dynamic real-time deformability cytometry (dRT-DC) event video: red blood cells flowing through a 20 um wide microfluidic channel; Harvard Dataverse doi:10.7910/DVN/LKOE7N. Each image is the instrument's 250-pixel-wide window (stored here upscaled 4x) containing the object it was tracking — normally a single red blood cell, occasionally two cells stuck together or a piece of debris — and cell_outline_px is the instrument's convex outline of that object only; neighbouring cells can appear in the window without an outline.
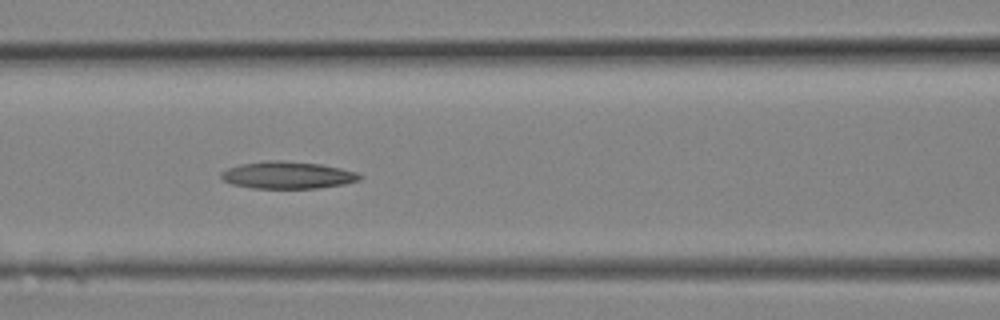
{"species": "Egyptian fruit bat (a non-hibernating species)", "species_latin": "Rousettus aegyptiacus", "temperature_condition": "room temperature", "stored_images_in_passage": 10, "camera_frame_rate_fps": 3000, "um_per_image_px": 0.085, "animal": {"sex": "female"}, "frame": {"image": 1, "passage_image": 9, "time_ms": 2.667, "image_size_px": [1000, 320], "cell_outline_px": [[364, 176], [360, 180], [344, 184], [316, 188], [252, 188], [232, 184], [224, 180], [220, 176], [220, 172], [228, 168], [240, 164], [264, 160], [280, 160], [320, 164], [340, 168], [356, 172]], "centroid_in_image_um": [24.44, 14.88], "position_along_channel_um": 142.2, "area_um2": 21.96}}
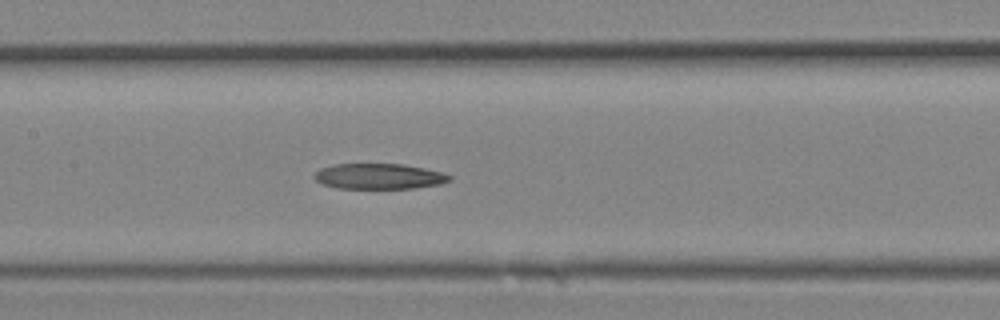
{"frame": {"image": 2, "passage_image": 10, "time_ms": 3.0, "image_size_px": [1000, 320], "cell_outline_px": [[452, 180], [440, 184], [412, 188], [336, 188], [324, 184], [316, 180], [312, 176], [320, 168], [336, 164], [404, 164], [444, 172], [452, 176]], "centroid_in_image_um": [32.24, 14.98], "position_along_channel_um": 175.2, "area_um2": 20.11}}